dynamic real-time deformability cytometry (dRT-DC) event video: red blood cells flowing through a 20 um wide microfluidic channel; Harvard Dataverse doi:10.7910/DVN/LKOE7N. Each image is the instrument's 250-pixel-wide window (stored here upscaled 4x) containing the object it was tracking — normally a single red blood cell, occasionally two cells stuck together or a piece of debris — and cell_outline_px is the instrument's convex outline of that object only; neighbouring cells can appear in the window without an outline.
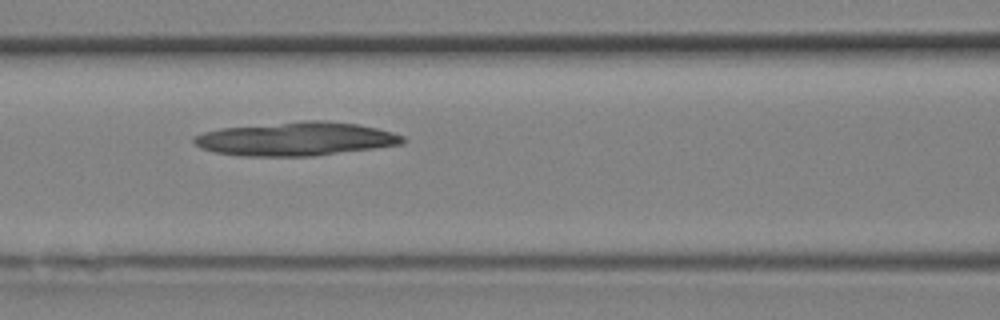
{"species": "Egyptian fruit bat (a non-hibernating species)", "species_latin": "Rousettus aegyptiacus", "temperature_condition": "room temperature", "stored_images_in_passage": 13, "camera_frame_rate_fps": 3000, "um_per_image_px": 0.085, "animal": {"sex": "female"}, "frame": {"image": 1, "passage_image": 10, "time_ms": 3.0, "image_size_px": [1000, 320], "cell_outline_px": [[408, 140], [404, 144], [312, 156], [240, 156], [212, 152], [200, 148], [192, 140], [192, 136], [204, 132], [220, 128], [300, 120], [324, 120], [356, 124], [376, 128], [392, 132], [404, 136]], "centroid_in_image_um": [25.12, 11.8], "position_along_channel_um": 141.5, "area_um2": 41.27}}